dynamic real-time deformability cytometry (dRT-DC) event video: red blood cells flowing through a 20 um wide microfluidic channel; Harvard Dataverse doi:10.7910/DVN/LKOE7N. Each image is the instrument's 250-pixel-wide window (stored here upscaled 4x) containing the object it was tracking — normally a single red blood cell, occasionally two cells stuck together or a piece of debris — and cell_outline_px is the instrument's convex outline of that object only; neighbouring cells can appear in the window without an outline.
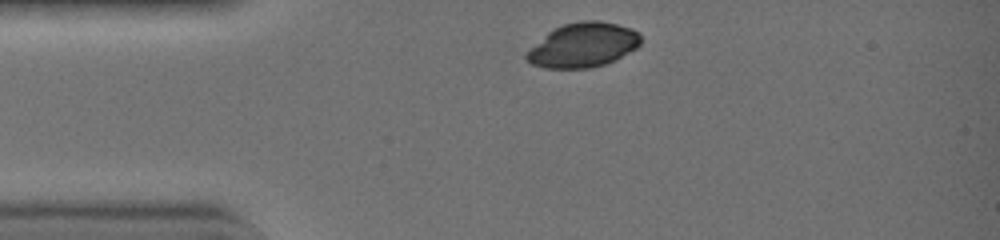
{"species": "common noctule bat (a hibernating species)", "species_latin": "Nyctalus noctula", "temperature_condition": "warm", "stored_images_in_passage": 30, "camera_frame_rate_fps": 3000, "um_per_image_px": 0.085, "animal": {"sex": "female", "body_mass_g": 19.0, "forearm_length_mm": 51.5}, "frame": {"image": 1, "passage_image": 1, "time_ms": 0.0, "image_size_px": [1000, 240], "cell_outline_px": [[640, 44], [636, 48], [616, 60], [604, 64], [588, 68], [544, 68], [532, 64], [524, 56], [548, 32], [564, 24], [580, 20], [600, 20], [632, 28], [640, 32]], "centroid_in_image_um": [49.61, 3.82], "position_along_channel_um": 35.4, "area_um2": 29.36}}
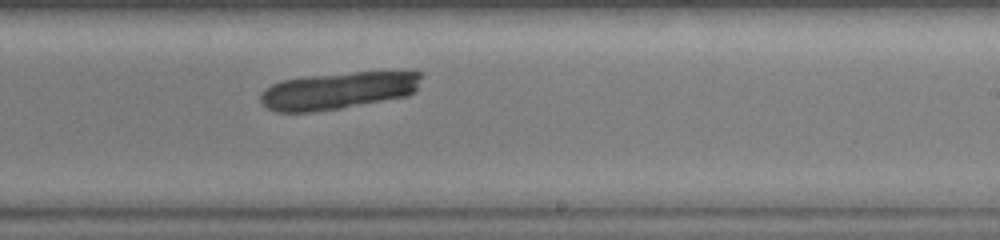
{"frame": {"image": 2, "passage_image": 18, "time_ms": 5.667, "image_size_px": [1000, 240], "cell_outline_px": [[420, 76], [416, 88], [408, 96], [340, 108], [308, 112], [280, 112], [268, 108], [260, 100], [260, 96], [272, 84], [280, 80], [308, 76], [356, 72], [420, 72]], "centroid_in_image_um": [28.71, 7.7], "position_along_channel_um": 260.3, "area_um2": 34.16}}
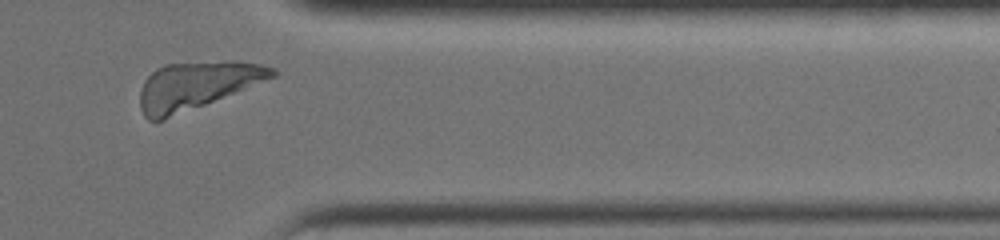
{"frame": {"image": 3, "passage_image": 27, "time_ms": 8.667, "image_size_px": [1000, 240], "cell_outline_px": [[276, 76], [204, 104], [160, 120], [148, 120], [144, 116], [140, 108], [140, 92], [144, 80], [156, 68], [164, 64], [224, 60], [236, 60], [260, 64], [276, 68]], "centroid_in_image_um": [16.7, 7.22], "position_along_channel_um": 394.7, "area_um2": 36.3}}